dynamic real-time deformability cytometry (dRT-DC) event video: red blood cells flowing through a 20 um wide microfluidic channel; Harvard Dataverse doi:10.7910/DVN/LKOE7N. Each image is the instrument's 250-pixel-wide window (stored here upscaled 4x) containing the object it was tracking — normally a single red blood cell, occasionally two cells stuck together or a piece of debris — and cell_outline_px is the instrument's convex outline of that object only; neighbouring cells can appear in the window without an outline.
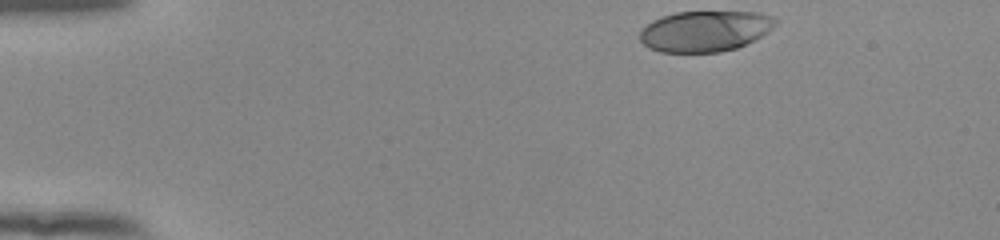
{"species": "human", "species_latin": "Homo sapiens", "temperature_condition": "room temperature", "stored_images_in_passage": 39, "camera_frame_rate_fps": 3000, "um_per_image_px": 0.085, "donor": {"sex": "female"}, "frame": {"image": 1, "passage_image": 1, "time_ms": 0.0, "image_size_px": [1000, 240], "cell_outline_px": [[780, 20], [768, 32], [736, 48], [720, 52], [660, 52], [648, 48], [640, 40], [640, 32], [652, 20], [676, 12], [760, 12], [772, 16]], "centroid_in_image_um": [59.94, 2.64], "position_along_channel_um": 25.1, "area_um2": 32.14}}
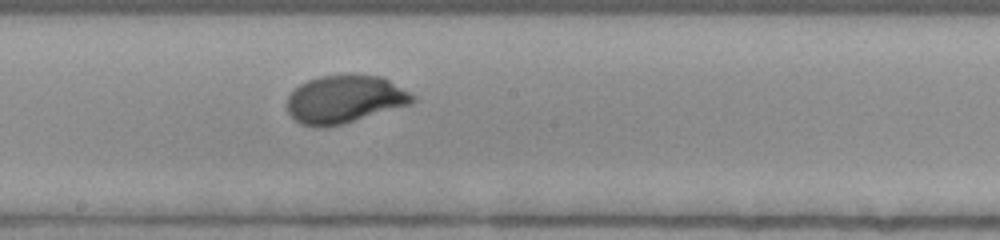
{"frame": {"image": 2, "passage_image": 23, "time_ms": 7.333, "image_size_px": [1000, 240], "cell_outline_px": [[416, 100], [408, 104], [340, 124], [324, 128], [316, 128], [300, 124], [288, 112], [288, 96], [300, 84], [308, 80], [320, 76], [348, 72], [384, 76], [416, 96]], "centroid_in_image_um": [29.29, 8.39], "position_along_channel_um": 218.9, "area_um2": 35.26}}
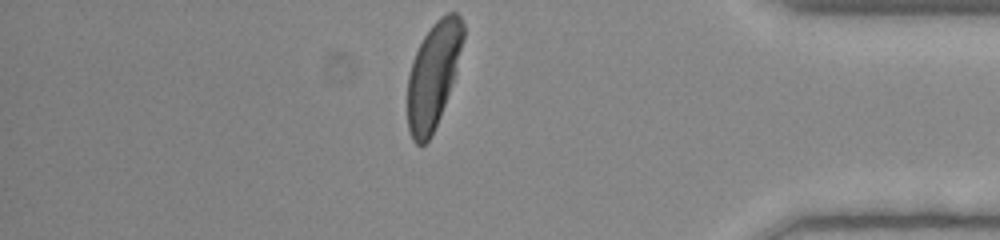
{"frame": {"image": 3, "passage_image": 39, "time_ms": 12.667, "image_size_px": [1000, 240], "cell_outline_px": [[464, 36], [456, 72], [440, 116], [432, 136], [424, 144], [416, 144], [412, 140], [408, 128], [408, 76], [412, 60], [424, 36], [432, 24], [440, 16], [448, 12], [456, 12], [460, 16], [464, 24]], "centroid_in_image_um": [36.83, 6.37], "position_along_channel_um": 398.4, "area_um2": 34.16}, "authors_computed_cell_mechanics": {"area_um2": 34.3332, "velocity_mm_per_s": 3.8782, "shape_relaxation_time_tau1_ms": 3.5004, "shape_relaxation_time_tau2_ms": null, "deformation_change_tau1": 0.2115, "deformation_change_tau2": null}}